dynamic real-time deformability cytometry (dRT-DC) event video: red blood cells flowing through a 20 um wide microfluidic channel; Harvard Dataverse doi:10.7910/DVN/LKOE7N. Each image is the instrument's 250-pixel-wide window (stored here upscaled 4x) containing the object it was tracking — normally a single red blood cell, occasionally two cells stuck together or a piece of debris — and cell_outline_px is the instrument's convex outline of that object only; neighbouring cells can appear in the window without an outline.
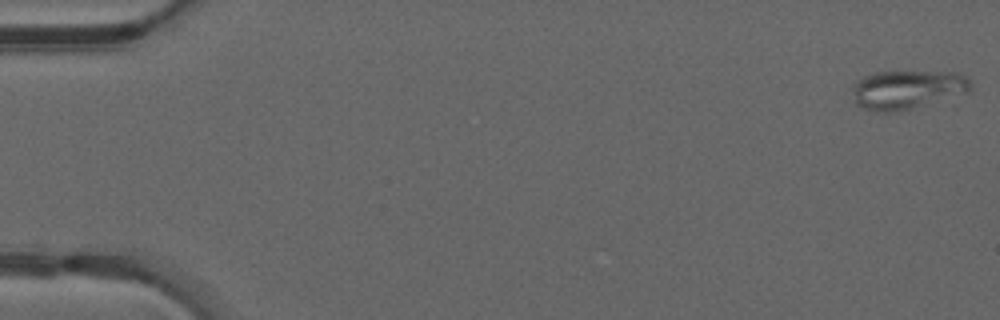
{"species": "common noctule bat (a hibernating species)", "species_latin": "Nyctalus noctula", "temperature_condition": "warm", "stored_images_in_passage": 49, "camera_frame_rate_fps": 3000, "um_per_image_px": 0.085, "animal": {"sex": "male", "forearm_length_mm": 52.5}, "frame": {"image": 1, "passage_image": 1, "time_ms": 0.0, "image_size_px": [1000, 320], "cell_outline_px": [[972, 88], [968, 92], [912, 108], [896, 112], [876, 112], [864, 108], [856, 104], [852, 92], [852, 84], [856, 80], [864, 76], [876, 72], [956, 72], [964, 76], [972, 84]], "centroid_in_image_um": [77.07, 7.61], "position_along_channel_um": 7.9, "area_um2": 26.65}}
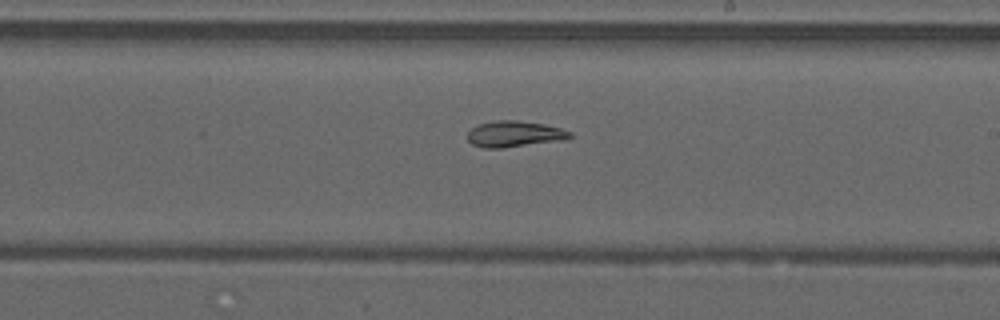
{"frame": {"image": 2, "passage_image": 29, "time_ms": 9.333, "image_size_px": [1000, 320], "cell_outline_px": [[572, 136], [568, 140], [500, 148], [484, 148], [472, 144], [468, 140], [468, 132], [472, 128], [480, 124], [496, 120], [516, 120], [544, 124], [560, 128], [572, 132]], "centroid_in_image_um": [43.77, 11.39], "position_along_channel_um": 245.2, "area_um2": 15.61}}
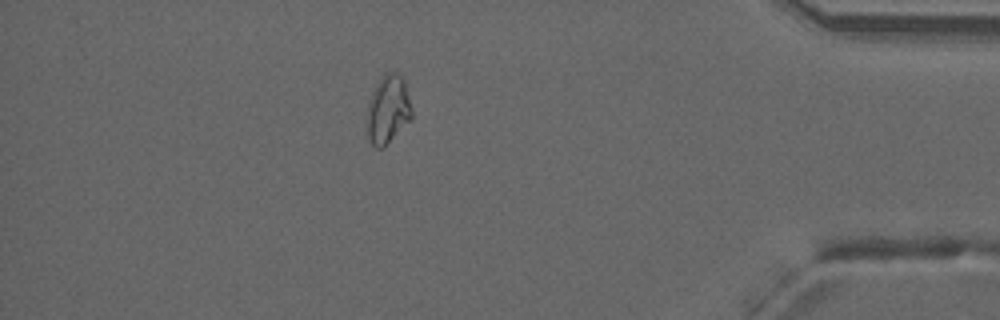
{"frame": {"image": 3, "passage_image": 43, "time_ms": 14.0, "image_size_px": [1000, 320], "cell_outline_px": [[412, 116], [380, 148], [376, 148], [368, 140], [368, 104], [372, 92], [384, 72], [396, 72], [404, 76], [412, 108]], "centroid_in_image_um": [32.99, 9.21], "position_along_channel_um": 402.2, "area_um2": 17.34}, "authors_computed_cell_mechanics": {"area_um2": 18.496, "velocity_mm_per_s": 4.2174, "shape_relaxation_time_tau1_ms": null, "shape_relaxation_time_tau2_ms": 3.3778, "deformation_change_tau1": null, "deformation_change_tau2": 0.0775}}